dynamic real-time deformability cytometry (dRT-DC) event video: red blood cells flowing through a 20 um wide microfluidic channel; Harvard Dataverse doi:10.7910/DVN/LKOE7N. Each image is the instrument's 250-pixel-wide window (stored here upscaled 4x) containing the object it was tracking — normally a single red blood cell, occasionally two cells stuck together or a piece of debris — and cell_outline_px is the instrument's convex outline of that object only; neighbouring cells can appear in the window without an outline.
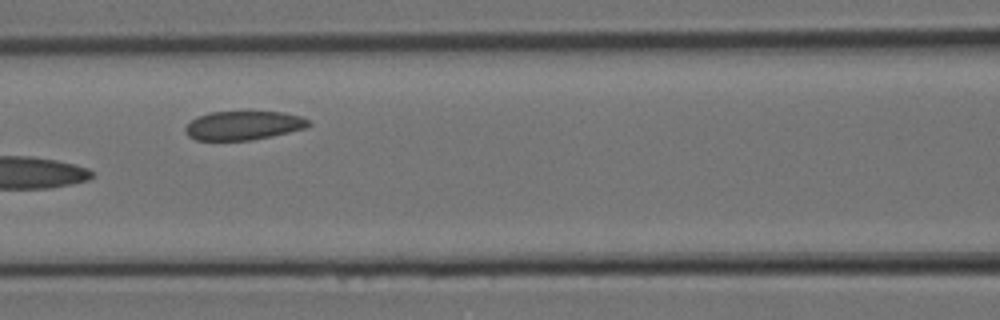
{"species": "Egyptian fruit bat (a non-hibernating species)", "species_latin": "Rousettus aegyptiacus", "temperature_condition": "room temperature", "stored_images_in_passage": 22, "camera_frame_rate_fps": 3000, "um_per_image_px": 0.085, "animal": {"sex": "female"}, "frame": {"image": 1, "passage_image": 10, "time_ms": 3.0, "image_size_px": [1000, 320], "cell_outline_px": [[312, 124], [308, 128], [272, 136], [252, 140], [196, 140], [188, 136], [184, 128], [196, 116], [208, 112], [284, 112], [304, 116]], "centroid_in_image_um": [20.73, 10.66], "position_along_channel_um": 145.9, "area_um2": 20.98}}
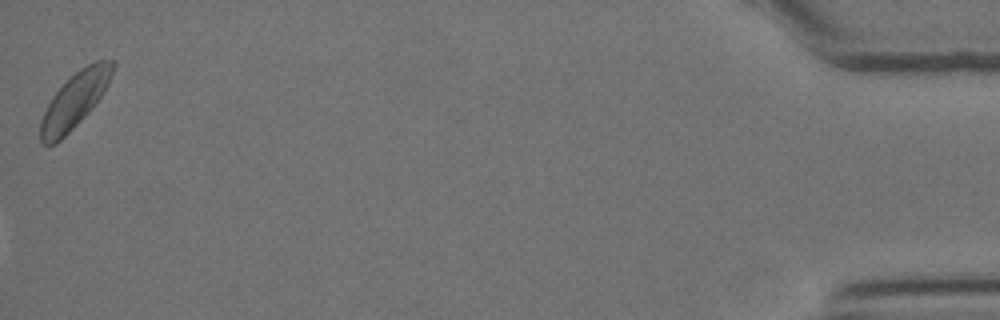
{"frame": {"image": 2, "passage_image": 22, "time_ms": 7.0, "image_size_px": [1000, 320], "cell_outline_px": [[116, 64], [100, 96], [84, 116], [56, 144], [44, 144], [40, 140], [40, 120], [52, 96], [80, 68], [96, 60], [112, 60]], "centroid_in_image_um": [6.31, 8.52], "position_along_channel_um": 428.9, "area_um2": 22.31}}